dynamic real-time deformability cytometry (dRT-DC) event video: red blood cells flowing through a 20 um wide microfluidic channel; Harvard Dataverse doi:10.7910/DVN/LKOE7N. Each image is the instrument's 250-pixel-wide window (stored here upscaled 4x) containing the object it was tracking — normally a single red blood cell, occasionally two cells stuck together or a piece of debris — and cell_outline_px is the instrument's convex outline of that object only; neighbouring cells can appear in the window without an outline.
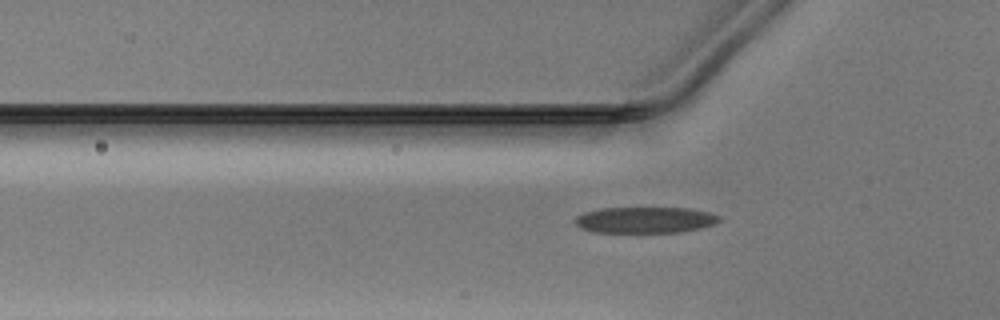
{"species": "Egyptian fruit bat (a non-hibernating species)", "species_latin": "Rousettus aegyptiacus", "temperature_condition": "warm", "stored_images_in_passage": 23, "camera_frame_rate_fps": 3000, "um_per_image_px": 0.085, "animal": {"sex": "male"}, "frame": {"image": 1, "passage_image": 6, "time_ms": 1.667, "image_size_px": [1000, 320], "cell_outline_px": [[720, 220], [712, 224], [700, 228], [680, 232], [592, 232], [580, 228], [576, 224], [576, 216], [584, 212], [600, 208], [688, 208], [708, 212], [720, 216]], "centroid_in_image_um": [54.8, 18.69], "position_along_channel_um": 71.0, "area_um2": 21.85}}
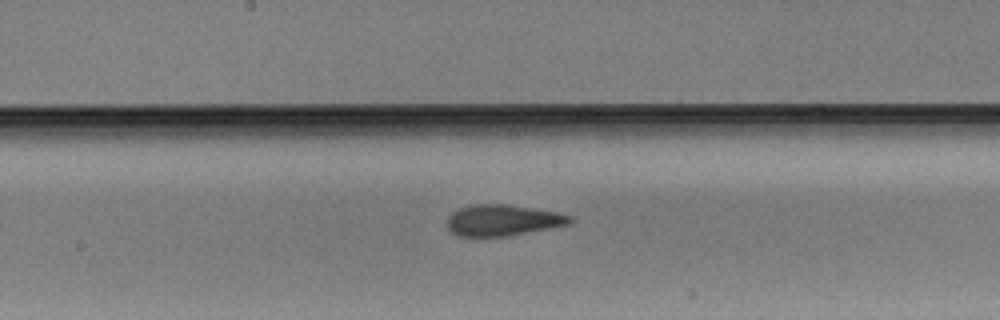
{"frame": {"image": 2, "passage_image": 16, "time_ms": 5.0, "image_size_px": [1000, 320], "cell_outline_px": [[576, 220], [568, 224], [552, 228], [508, 236], [456, 236], [448, 228], [448, 216], [452, 212], [460, 208], [476, 204], [508, 204], [556, 212], [572, 216]], "centroid_in_image_um": [42.76, 18.72], "position_along_channel_um": 205.4, "area_um2": 22.31}}
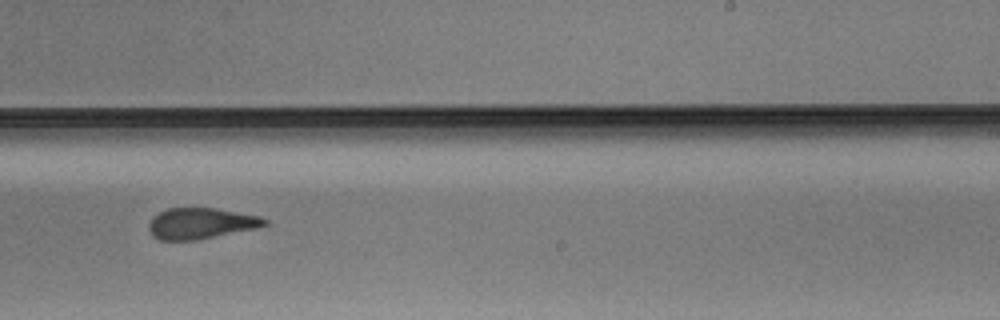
{"frame": {"image": 3, "passage_image": 21, "time_ms": 6.667, "image_size_px": [1000, 320], "cell_outline_px": [[268, 224], [256, 228], [196, 240], [160, 240], [152, 236], [148, 228], [148, 224], [152, 216], [168, 208], [216, 208], [260, 216], [268, 220]], "centroid_in_image_um": [17.05, 18.98], "position_along_channel_um": 272.0, "area_um2": 20.92}}